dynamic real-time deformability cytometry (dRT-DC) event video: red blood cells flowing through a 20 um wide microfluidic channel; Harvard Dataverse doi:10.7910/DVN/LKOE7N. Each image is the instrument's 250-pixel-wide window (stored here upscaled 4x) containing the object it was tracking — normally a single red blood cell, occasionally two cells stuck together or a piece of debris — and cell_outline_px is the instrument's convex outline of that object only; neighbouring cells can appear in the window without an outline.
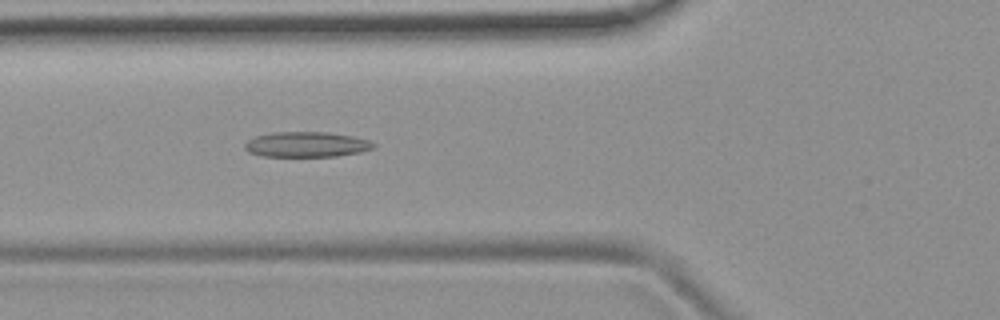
{"species": "common noctule bat (a hibernating species)", "species_latin": "Nyctalus noctula", "temperature_condition": "room temperature", "stored_images_in_passage": 53, "camera_frame_rate_fps": 3000, "um_per_image_px": 0.085, "animal": {"sex": "female", "body_mass_g": 19.9}, "frame": {"image": 1, "passage_image": 20, "time_ms": 6.333, "image_size_px": [1000, 320], "cell_outline_px": [[376, 144], [372, 148], [360, 152], [336, 156], [260, 156], [248, 152], [244, 148], [244, 144], [248, 140], [256, 136], [272, 132], [328, 132], [352, 136], [368, 140]], "centroid_in_image_um": [26.02, 12.27], "position_along_channel_um": 99.8, "area_um2": 18.9}}
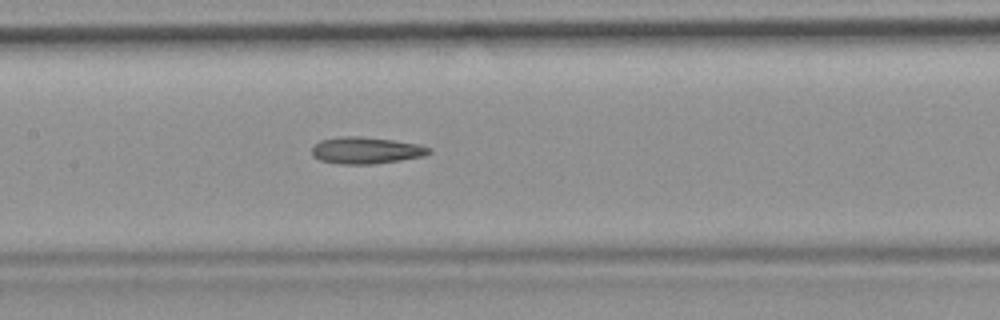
{"frame": {"image": 2, "passage_image": 26, "time_ms": 8.333, "image_size_px": [1000, 320], "cell_outline_px": [[432, 152], [424, 156], [376, 164], [340, 164], [320, 160], [312, 156], [312, 148], [320, 140], [340, 136], [356, 136], [392, 140], [416, 144], [432, 148]], "centroid_in_image_um": [31.11, 12.79], "position_along_channel_um": 176.3, "area_um2": 18.21}}
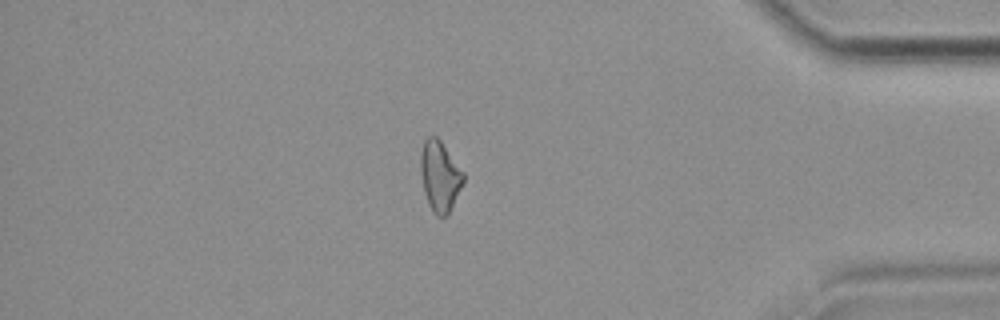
{"frame": {"image": 3, "passage_image": 46, "time_ms": 15.0, "image_size_px": [1000, 320], "cell_outline_px": [[464, 184], [448, 216], [436, 216], [432, 212], [428, 204], [424, 192], [420, 172], [420, 152], [424, 140], [428, 136], [436, 136], [440, 140], [464, 172]], "centroid_in_image_um": [37.39, 15.0], "position_along_channel_um": 397.8, "area_um2": 17.92}, "authors_computed_cell_mechanics": {"area_um2": 18.3226, "velocity_mm_per_s": 3.8089, "shape_relaxation_time_tau1_ms": null, "shape_relaxation_time_tau2_ms": 7.2963, "deformation_change_tau1": null, "deformation_change_tau2": 0.1918}}